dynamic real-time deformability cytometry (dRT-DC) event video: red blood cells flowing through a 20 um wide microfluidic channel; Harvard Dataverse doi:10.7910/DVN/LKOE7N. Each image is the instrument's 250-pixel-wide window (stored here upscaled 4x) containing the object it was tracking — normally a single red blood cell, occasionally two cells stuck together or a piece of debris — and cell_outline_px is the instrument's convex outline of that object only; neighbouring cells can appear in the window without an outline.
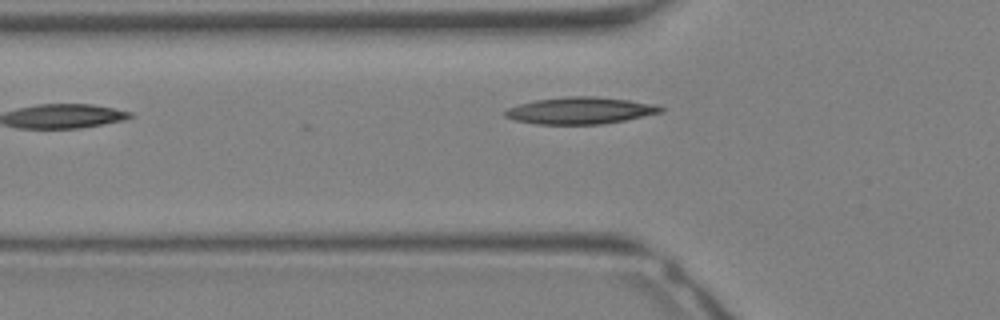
{"species": "Egyptian fruit bat (a non-hibernating species)", "species_latin": "Rousettus aegyptiacus", "temperature_condition": "warm", "stored_images_in_passage": 5, "camera_frame_rate_fps": 3000, "um_per_image_px": 0.085, "animal": {"sex": "female"}, "frame": {"image": 1, "passage_image": 5, "time_ms": 1.333, "image_size_px": [1000, 320], "cell_outline_px": [[664, 112], [604, 124], [536, 124], [516, 120], [504, 116], [504, 112], [508, 108], [520, 104], [536, 100], [568, 96], [596, 96], [628, 100], [656, 104], [664, 108]], "centroid_in_image_um": [49.35, 9.4], "position_along_channel_um": 76.4, "area_um2": 24.28}}